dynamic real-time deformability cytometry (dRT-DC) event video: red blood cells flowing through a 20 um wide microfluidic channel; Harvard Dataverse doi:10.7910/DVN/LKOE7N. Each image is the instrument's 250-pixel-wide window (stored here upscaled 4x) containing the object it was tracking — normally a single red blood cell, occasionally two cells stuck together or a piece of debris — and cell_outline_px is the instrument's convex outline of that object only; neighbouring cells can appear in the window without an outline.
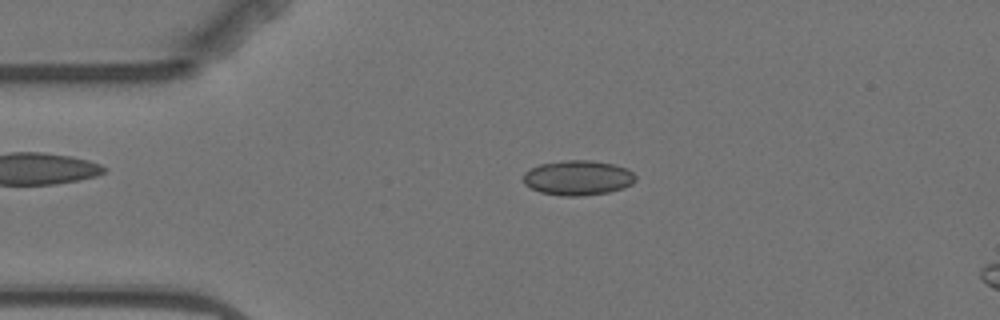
{"species": "Egyptian fruit bat (a non-hibernating species)", "species_latin": "Rousettus aegyptiacus", "temperature_condition": "warm", "stored_images_in_passage": 4, "camera_frame_rate_fps": 3000, "um_per_image_px": 0.085, "animal": {"sex": "female"}, "frame": {"image": 1, "passage_image": 2, "time_ms": 1.0, "image_size_px": [1000, 320], "cell_outline_px": [[636, 180], [632, 184], [624, 188], [608, 192], [580, 196], [564, 196], [540, 192], [524, 184], [524, 172], [528, 168], [540, 164], [564, 160], [592, 160], [612, 164], [628, 168], [636, 176]], "centroid_in_image_um": [49.13, 15.1], "position_along_channel_um": 35.9, "area_um2": 22.95}}